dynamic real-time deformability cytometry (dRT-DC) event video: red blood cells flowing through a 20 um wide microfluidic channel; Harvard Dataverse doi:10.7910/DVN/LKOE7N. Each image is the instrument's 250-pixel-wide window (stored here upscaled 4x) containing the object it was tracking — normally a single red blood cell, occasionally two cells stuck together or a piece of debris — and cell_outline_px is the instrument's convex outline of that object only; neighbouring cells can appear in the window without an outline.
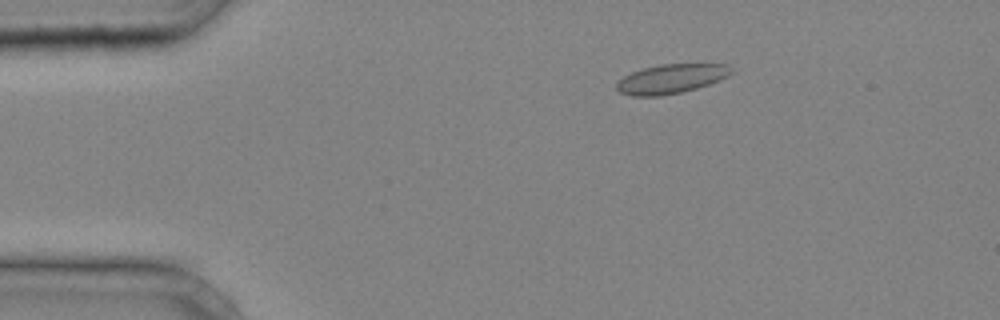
{"species": "common noctule bat (a hibernating species)", "species_latin": "Nyctalus noctula", "temperature_condition": "cold", "stored_images_in_passage": 13, "camera_frame_rate_fps": 3000, "um_per_image_px": 0.085, "animal": {"sex": "male", "body_mass_g": 20.4}, "frame": {"image": 1, "passage_image": 8, "time_ms": 2.333, "image_size_px": [1000, 320], "cell_outline_px": [[732, 72], [728, 76], [720, 80], [696, 88], [680, 92], [660, 96], [632, 96], [620, 92], [616, 88], [616, 84], [624, 76], [632, 72], [644, 68], [660, 64], [728, 64], [732, 68]], "centroid_in_image_um": [57.05, 6.69], "position_along_channel_um": 27.9, "area_um2": 19.42}}